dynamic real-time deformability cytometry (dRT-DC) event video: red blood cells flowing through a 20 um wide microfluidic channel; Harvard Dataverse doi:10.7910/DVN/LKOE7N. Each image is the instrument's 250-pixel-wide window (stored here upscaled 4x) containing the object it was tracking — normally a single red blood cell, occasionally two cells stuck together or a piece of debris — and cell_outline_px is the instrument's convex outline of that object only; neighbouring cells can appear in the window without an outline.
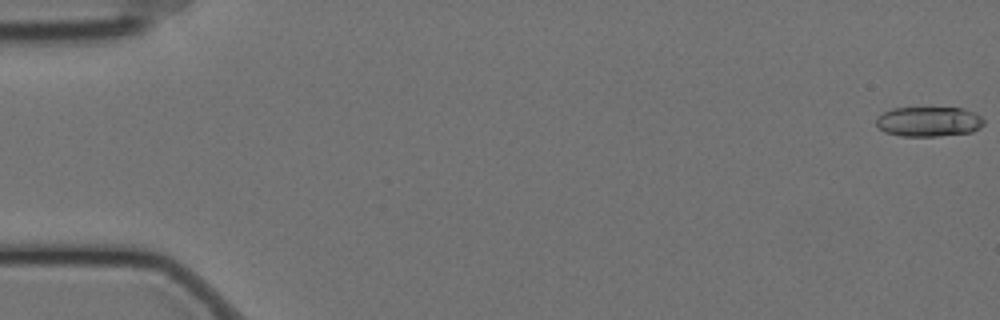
{"species": "Egyptian fruit bat (a non-hibernating species)", "species_latin": "Rousettus aegyptiacus", "temperature_condition": "cold", "stored_images_in_passage": 59, "camera_frame_rate_fps": 3000, "um_per_image_px": 0.085, "animal": {"sex": "female"}, "frame": {"image": 1, "passage_image": 1, "time_ms": 0.0, "image_size_px": [1000, 320], "cell_outline_px": [[984, 124], [980, 128], [972, 132], [936, 136], [900, 136], [884, 132], [876, 124], [876, 116], [892, 108], [964, 108], [980, 116], [984, 120]], "centroid_in_image_um": [78.93, 10.34], "position_along_channel_um": 6.1, "area_um2": 18.79}}
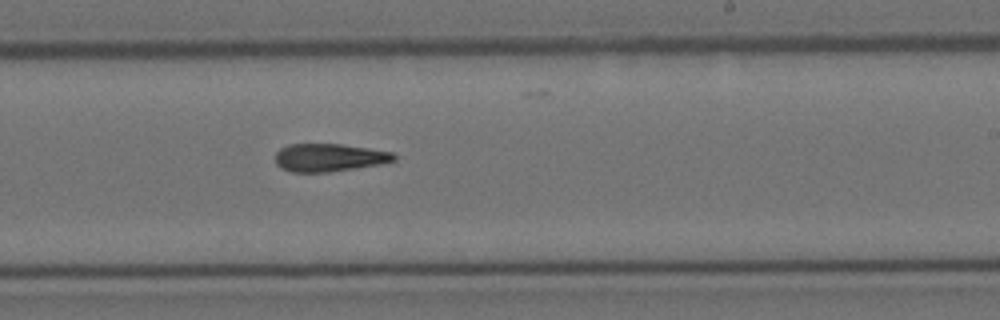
{"frame": {"image": 2, "passage_image": 36, "time_ms": 11.667, "image_size_px": [1000, 320], "cell_outline_px": [[396, 160], [380, 164], [356, 168], [328, 172], [292, 172], [280, 168], [276, 164], [276, 152], [280, 148], [288, 144], [340, 144], [368, 148], [392, 152], [396, 156]], "centroid_in_image_um": [27.95, 13.39], "position_along_channel_um": 261.0, "area_um2": 19.31}}
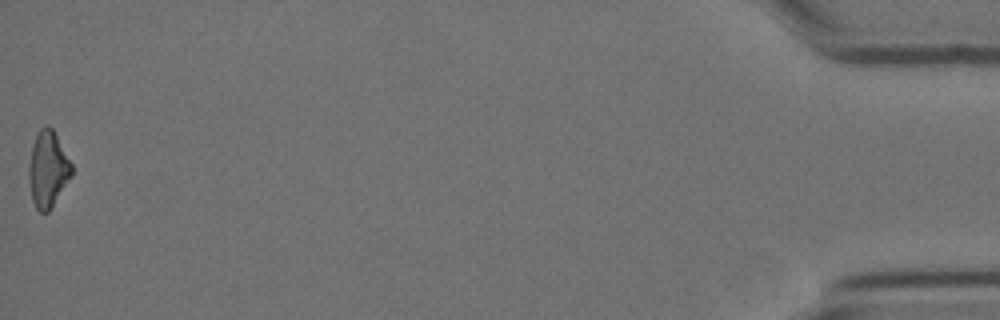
{"frame": {"image": 3, "passage_image": 59, "time_ms": 19.333, "image_size_px": [1000, 320], "cell_outline_px": [[72, 176], [48, 212], [40, 212], [36, 208], [32, 200], [28, 176], [28, 168], [32, 144], [40, 128], [44, 124], [48, 124], [52, 128], [72, 164]], "centroid_in_image_um": [4.06, 14.37], "position_along_channel_um": 431.1, "area_um2": 18.96}}